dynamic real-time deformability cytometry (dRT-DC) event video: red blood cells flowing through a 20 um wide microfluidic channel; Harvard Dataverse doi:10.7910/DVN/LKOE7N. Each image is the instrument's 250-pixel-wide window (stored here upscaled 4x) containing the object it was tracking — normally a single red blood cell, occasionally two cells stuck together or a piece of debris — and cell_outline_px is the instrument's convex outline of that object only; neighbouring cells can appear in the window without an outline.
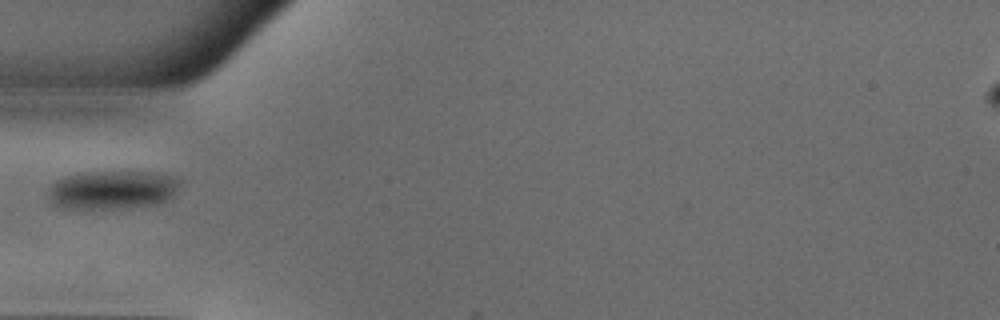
{"species": "common noctule bat (a hibernating species)", "species_latin": "Nyctalus noctula", "temperature_condition": "warm", "stored_images_in_passage": 11, "camera_frame_rate_fps": 3000, "um_per_image_px": 0.085, "animal": {"sex": "male", "body_mass_g": 18.8}, "frame": {"image": 1, "passage_image": 1, "time_ms": 0.0, "image_size_px": [1000, 320], "cell_outline_px": [[180, 180], [172, 196], [164, 204], [92, 212], [60, 208], [48, 200], [48, 192], [52, 184], [56, 180], [64, 176], [76, 172], [148, 172], [176, 176]], "centroid_in_image_um": [9.49, 16.19], "position_along_channel_um": 75.5, "area_um2": 30.98}}